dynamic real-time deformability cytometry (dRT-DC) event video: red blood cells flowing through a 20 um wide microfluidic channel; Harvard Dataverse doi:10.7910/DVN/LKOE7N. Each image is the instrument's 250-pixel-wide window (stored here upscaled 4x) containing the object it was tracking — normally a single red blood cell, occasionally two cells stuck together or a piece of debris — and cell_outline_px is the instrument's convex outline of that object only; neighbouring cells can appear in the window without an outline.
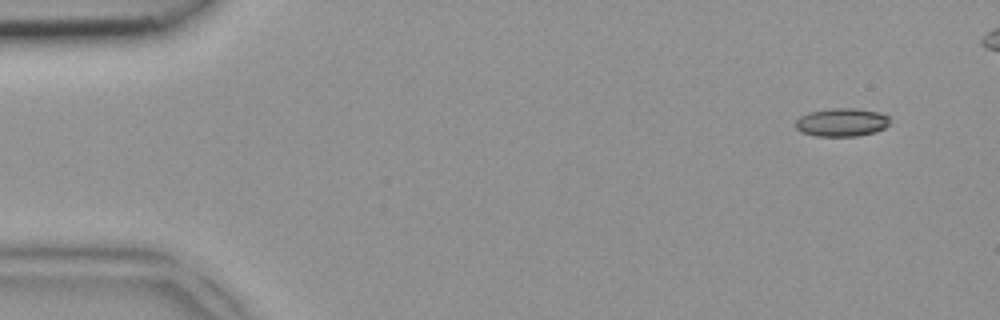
{"species": "common noctule bat (a hibernating species)", "species_latin": "Nyctalus noctula", "temperature_condition": "room temperature", "stored_images_in_passage": 5, "camera_frame_rate_fps": 3000, "um_per_image_px": 0.085, "animal": {"sex": "female", "body_mass_g": 18.4}, "frame": {"image": 1, "passage_image": 1, "time_ms": 0.0, "image_size_px": [1000, 320], "cell_outline_px": [[888, 124], [884, 128], [876, 132], [856, 136], [816, 136], [800, 132], [796, 128], [796, 120], [800, 116], [808, 112], [832, 108], [856, 108], [880, 112], [888, 116]], "centroid_in_image_um": [71.53, 10.39], "position_along_channel_um": 13.5, "area_um2": 15.61}}